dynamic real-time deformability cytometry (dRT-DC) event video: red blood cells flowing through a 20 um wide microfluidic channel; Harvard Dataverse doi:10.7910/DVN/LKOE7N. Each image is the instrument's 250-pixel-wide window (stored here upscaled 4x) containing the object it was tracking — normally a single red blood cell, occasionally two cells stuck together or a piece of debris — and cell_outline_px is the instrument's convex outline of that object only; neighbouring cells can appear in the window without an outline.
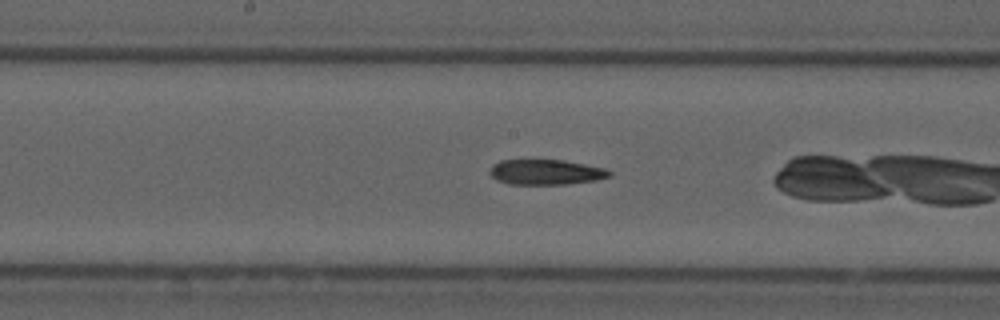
{"species": "common noctule bat (a hibernating species)", "species_latin": "Nyctalus noctula", "temperature_condition": "cold", "stored_images_in_passage": 22, "camera_frame_rate_fps": 3000, "um_per_image_px": 0.085, "animal": {"sex": "male", "forearm_length_mm": 52.5}, "frame": {"image": 1, "passage_image": 8, "time_ms": 2.333, "image_size_px": [1000, 320], "cell_outline_px": [[612, 176], [596, 180], [564, 184], [508, 184], [496, 180], [488, 172], [492, 164], [500, 160], [564, 160], [608, 168], [612, 172]], "centroid_in_image_um": [46.41, 14.62], "position_along_channel_um": 201.8, "area_um2": 17.8}}
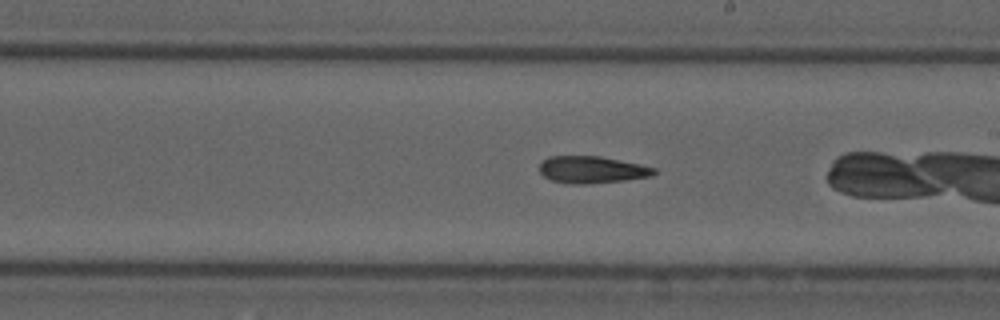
{"frame": {"image": 2, "passage_image": 11, "time_ms": 3.333, "image_size_px": [1000, 320], "cell_outline_px": [[656, 172], [652, 176], [624, 180], [588, 184], [572, 184], [552, 180], [544, 176], [540, 172], [540, 164], [548, 156], [600, 156], [640, 164], [656, 168]], "centroid_in_image_um": [50.32, 14.42], "position_along_channel_um": 238.7, "area_um2": 17.98}}